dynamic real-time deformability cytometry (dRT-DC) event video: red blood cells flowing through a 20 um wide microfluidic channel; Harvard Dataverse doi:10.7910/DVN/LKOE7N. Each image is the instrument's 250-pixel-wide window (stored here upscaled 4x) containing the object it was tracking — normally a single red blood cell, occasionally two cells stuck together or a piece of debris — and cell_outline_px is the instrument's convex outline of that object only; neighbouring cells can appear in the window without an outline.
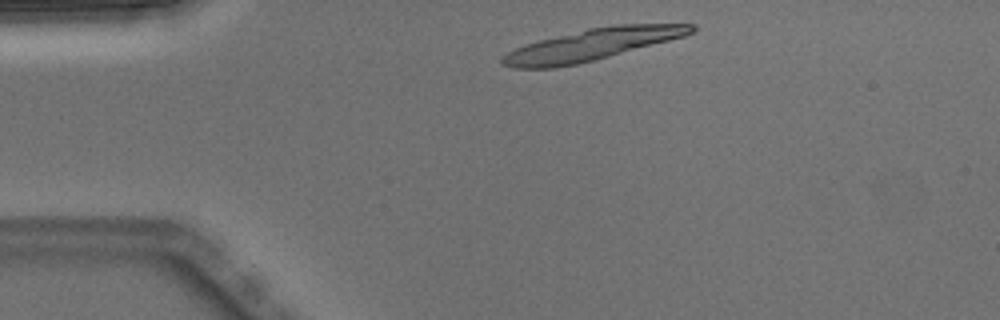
{"species": "Egyptian fruit bat (a non-hibernating species)", "species_latin": "Rousettus aegyptiacus", "temperature_condition": "warm", "stored_images_in_passage": 2, "camera_frame_rate_fps": 3000, "um_per_image_px": 0.085, "animal": {"sex": "male"}, "frame": {"image": 1, "passage_image": 1, "time_ms": 0.0, "image_size_px": [1000, 320], "cell_outline_px": [[696, 28], [692, 32], [684, 36], [596, 60], [576, 64], [552, 68], [512, 68], [500, 64], [500, 60], [508, 52], [524, 44], [588, 28], [616, 24], [696, 24]], "centroid_in_image_um": [50.3, 3.79], "position_along_channel_um": 34.7, "area_um2": 34.56}}